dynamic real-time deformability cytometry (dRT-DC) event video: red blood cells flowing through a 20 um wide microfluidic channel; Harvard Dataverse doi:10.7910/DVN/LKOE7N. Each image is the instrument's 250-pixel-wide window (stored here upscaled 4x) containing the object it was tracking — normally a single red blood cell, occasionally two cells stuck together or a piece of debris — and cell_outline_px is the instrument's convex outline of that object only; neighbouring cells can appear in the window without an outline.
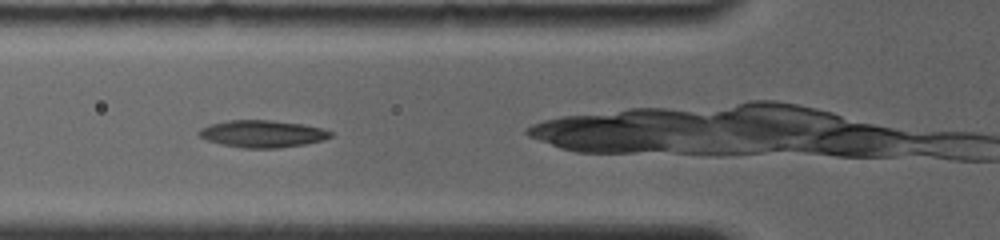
{"species": "common noctule bat (a hibernating species)", "species_latin": "Nyctalus noctula", "temperature_condition": "room temperature", "stored_images_in_passage": 23, "camera_frame_rate_fps": 4000, "um_per_image_px": 0.085, "animal": {"sex": "female", "body_mass_g": 19.0, "forearm_length_mm": 56.7}, "frame": {"image": 1, "passage_image": 3, "time_ms": 2.0, "image_size_px": [1000, 240], "cell_outline_px": [[332, 136], [320, 140], [304, 144], [276, 148], [244, 148], [224, 144], [208, 140], [200, 136], [196, 132], [200, 128], [208, 124], [228, 120], [272, 120], [304, 124], [320, 128], [332, 132]], "centroid_in_image_um": [22.26, 11.36], "position_along_channel_um": 103.5, "area_um2": 20.63}}
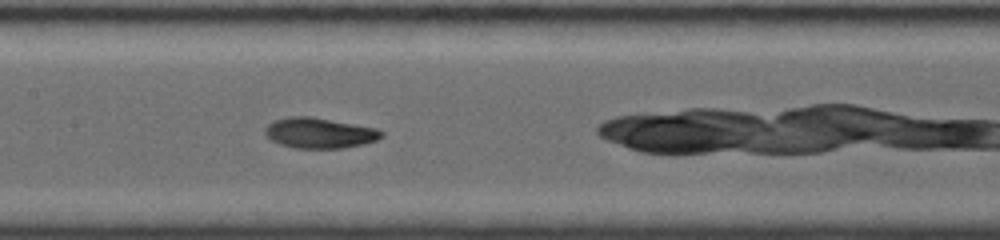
{"frame": {"image": 2, "passage_image": 7, "time_ms": 4.0, "image_size_px": [1000, 240], "cell_outline_px": [[384, 136], [376, 140], [364, 144], [340, 148], [296, 148], [280, 144], [272, 140], [264, 132], [264, 128], [268, 124], [276, 120], [288, 116], [312, 116], [376, 128], [384, 132]], "centroid_in_image_um": [27.17, 11.29], "position_along_channel_um": 180.2, "area_um2": 20.63}}
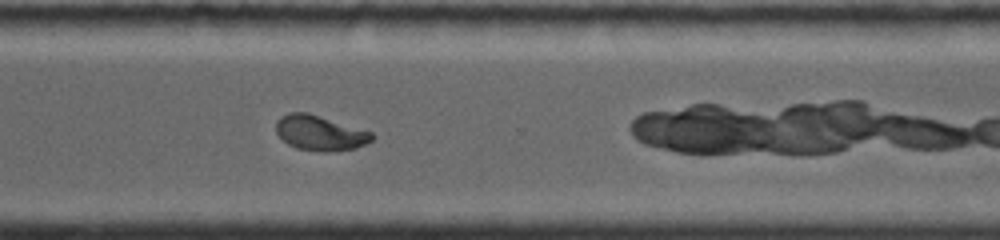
{"frame": {"image": 3, "passage_image": 18, "time_ms": 8.25, "image_size_px": [1000, 240], "cell_outline_px": [[372, 140], [356, 148], [328, 152], [324, 152], [296, 148], [288, 144], [276, 132], [276, 120], [280, 116], [288, 112], [308, 112], [372, 132]], "centroid_in_image_um": [27.16, 11.29], "position_along_channel_um": 343.4, "area_um2": 19.54}, "authors_computed_cell_mechanics": {"area_um2": 19.652, "velocity_mm_per_s": 3.8373, "shape_relaxation_time_tau1_ms": 9.0491, "shape_relaxation_time_tau2_ms": 1.7875, "deformation_change_tau1": 0.2762, "deformation_change_tau2": 0.0454}}